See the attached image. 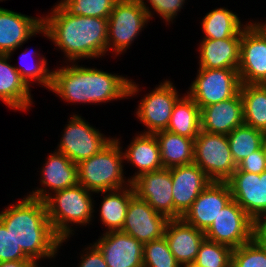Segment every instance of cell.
Returning a JSON list of instances; mask_svg holds the SVG:
<instances>
[{
	"label": "cell",
	"instance_id": "6da1fadb",
	"mask_svg": "<svg viewBox=\"0 0 266 267\" xmlns=\"http://www.w3.org/2000/svg\"><path fill=\"white\" fill-rule=\"evenodd\" d=\"M52 70L49 91L67 103L101 104L138 95L139 84L116 73L66 63Z\"/></svg>",
	"mask_w": 266,
	"mask_h": 267
},
{
	"label": "cell",
	"instance_id": "7a4b0ae2",
	"mask_svg": "<svg viewBox=\"0 0 266 267\" xmlns=\"http://www.w3.org/2000/svg\"><path fill=\"white\" fill-rule=\"evenodd\" d=\"M107 31L108 19L70 15L58 3L49 15L42 16L40 28V33L63 52L65 63L69 64L105 56Z\"/></svg>",
	"mask_w": 266,
	"mask_h": 267
},
{
	"label": "cell",
	"instance_id": "3957f363",
	"mask_svg": "<svg viewBox=\"0 0 266 267\" xmlns=\"http://www.w3.org/2000/svg\"><path fill=\"white\" fill-rule=\"evenodd\" d=\"M0 222L34 262L55 258L61 248V239L52 228L42 200L26 196L11 203L0 211Z\"/></svg>",
	"mask_w": 266,
	"mask_h": 267
},
{
	"label": "cell",
	"instance_id": "277c9868",
	"mask_svg": "<svg viewBox=\"0 0 266 267\" xmlns=\"http://www.w3.org/2000/svg\"><path fill=\"white\" fill-rule=\"evenodd\" d=\"M93 194L82 185L77 184L53 192L44 200L48 219L55 234L61 239V245L74 235V228L77 227L72 226L92 224L95 212L94 202H96L92 198Z\"/></svg>",
	"mask_w": 266,
	"mask_h": 267
},
{
	"label": "cell",
	"instance_id": "5b68a950",
	"mask_svg": "<svg viewBox=\"0 0 266 267\" xmlns=\"http://www.w3.org/2000/svg\"><path fill=\"white\" fill-rule=\"evenodd\" d=\"M122 148L120 139L115 137L98 153L79 162L78 184L93 193L129 186L131 182L123 173L125 161Z\"/></svg>",
	"mask_w": 266,
	"mask_h": 267
},
{
	"label": "cell",
	"instance_id": "8992f818",
	"mask_svg": "<svg viewBox=\"0 0 266 267\" xmlns=\"http://www.w3.org/2000/svg\"><path fill=\"white\" fill-rule=\"evenodd\" d=\"M149 20L138 0H117L108 18L107 52L114 56L126 52Z\"/></svg>",
	"mask_w": 266,
	"mask_h": 267
},
{
	"label": "cell",
	"instance_id": "52a82bcc",
	"mask_svg": "<svg viewBox=\"0 0 266 267\" xmlns=\"http://www.w3.org/2000/svg\"><path fill=\"white\" fill-rule=\"evenodd\" d=\"M193 163L215 182H226L237 168L227 135L202 130L194 139Z\"/></svg>",
	"mask_w": 266,
	"mask_h": 267
},
{
	"label": "cell",
	"instance_id": "ba28073f",
	"mask_svg": "<svg viewBox=\"0 0 266 267\" xmlns=\"http://www.w3.org/2000/svg\"><path fill=\"white\" fill-rule=\"evenodd\" d=\"M238 68L208 69L198 68L195 80L186 92L194 102L203 107L217 104L234 97L240 89L241 82Z\"/></svg>",
	"mask_w": 266,
	"mask_h": 267
},
{
	"label": "cell",
	"instance_id": "9c48e42d",
	"mask_svg": "<svg viewBox=\"0 0 266 267\" xmlns=\"http://www.w3.org/2000/svg\"><path fill=\"white\" fill-rule=\"evenodd\" d=\"M84 119L75 113L69 117L55 149L75 164L95 155L113 139L110 136L105 137L106 135Z\"/></svg>",
	"mask_w": 266,
	"mask_h": 267
},
{
	"label": "cell",
	"instance_id": "30bf717a",
	"mask_svg": "<svg viewBox=\"0 0 266 267\" xmlns=\"http://www.w3.org/2000/svg\"><path fill=\"white\" fill-rule=\"evenodd\" d=\"M255 225L256 222L232 199L204 232L205 238L234 249L255 238Z\"/></svg>",
	"mask_w": 266,
	"mask_h": 267
},
{
	"label": "cell",
	"instance_id": "8fae6325",
	"mask_svg": "<svg viewBox=\"0 0 266 267\" xmlns=\"http://www.w3.org/2000/svg\"><path fill=\"white\" fill-rule=\"evenodd\" d=\"M149 92L141 98L135 114L147 129L140 133L155 134L167 130L173 107L181 95L168 79Z\"/></svg>",
	"mask_w": 266,
	"mask_h": 267
},
{
	"label": "cell",
	"instance_id": "7c38bea8",
	"mask_svg": "<svg viewBox=\"0 0 266 267\" xmlns=\"http://www.w3.org/2000/svg\"><path fill=\"white\" fill-rule=\"evenodd\" d=\"M237 70L241 84L266 82V36L251 21L242 30Z\"/></svg>",
	"mask_w": 266,
	"mask_h": 267
},
{
	"label": "cell",
	"instance_id": "4fadbf2b",
	"mask_svg": "<svg viewBox=\"0 0 266 267\" xmlns=\"http://www.w3.org/2000/svg\"><path fill=\"white\" fill-rule=\"evenodd\" d=\"M233 200L255 221L266 215V171L261 174L236 168L226 181Z\"/></svg>",
	"mask_w": 266,
	"mask_h": 267
},
{
	"label": "cell",
	"instance_id": "5bb4252c",
	"mask_svg": "<svg viewBox=\"0 0 266 267\" xmlns=\"http://www.w3.org/2000/svg\"><path fill=\"white\" fill-rule=\"evenodd\" d=\"M135 195L157 213L173 219V182L171 168L143 173L131 182Z\"/></svg>",
	"mask_w": 266,
	"mask_h": 267
},
{
	"label": "cell",
	"instance_id": "9a60e30c",
	"mask_svg": "<svg viewBox=\"0 0 266 267\" xmlns=\"http://www.w3.org/2000/svg\"><path fill=\"white\" fill-rule=\"evenodd\" d=\"M169 219L157 213L145 200L136 195L130 200L121 232L145 244L161 238Z\"/></svg>",
	"mask_w": 266,
	"mask_h": 267
},
{
	"label": "cell",
	"instance_id": "2e32d148",
	"mask_svg": "<svg viewBox=\"0 0 266 267\" xmlns=\"http://www.w3.org/2000/svg\"><path fill=\"white\" fill-rule=\"evenodd\" d=\"M173 219L181 218L212 180L195 164L171 168Z\"/></svg>",
	"mask_w": 266,
	"mask_h": 267
},
{
	"label": "cell",
	"instance_id": "e0dca14e",
	"mask_svg": "<svg viewBox=\"0 0 266 267\" xmlns=\"http://www.w3.org/2000/svg\"><path fill=\"white\" fill-rule=\"evenodd\" d=\"M232 199L231 189L227 182L212 181L181 218L205 232L214 222L220 210Z\"/></svg>",
	"mask_w": 266,
	"mask_h": 267
},
{
	"label": "cell",
	"instance_id": "ac0fdd59",
	"mask_svg": "<svg viewBox=\"0 0 266 267\" xmlns=\"http://www.w3.org/2000/svg\"><path fill=\"white\" fill-rule=\"evenodd\" d=\"M93 244L108 267H143L144 244L121 231L104 232Z\"/></svg>",
	"mask_w": 266,
	"mask_h": 267
},
{
	"label": "cell",
	"instance_id": "d6986e66",
	"mask_svg": "<svg viewBox=\"0 0 266 267\" xmlns=\"http://www.w3.org/2000/svg\"><path fill=\"white\" fill-rule=\"evenodd\" d=\"M51 152L53 153L49 154L43 168L41 167V188H34L32 192L27 193L31 198L44 201L53 192L78 184L77 164L57 150Z\"/></svg>",
	"mask_w": 266,
	"mask_h": 267
},
{
	"label": "cell",
	"instance_id": "ffe728a7",
	"mask_svg": "<svg viewBox=\"0 0 266 267\" xmlns=\"http://www.w3.org/2000/svg\"><path fill=\"white\" fill-rule=\"evenodd\" d=\"M42 17H32L0 7V54L13 55L31 37L40 35Z\"/></svg>",
	"mask_w": 266,
	"mask_h": 267
},
{
	"label": "cell",
	"instance_id": "44dd1931",
	"mask_svg": "<svg viewBox=\"0 0 266 267\" xmlns=\"http://www.w3.org/2000/svg\"><path fill=\"white\" fill-rule=\"evenodd\" d=\"M244 124L243 102L238 92L234 97L201 109V130L228 135Z\"/></svg>",
	"mask_w": 266,
	"mask_h": 267
},
{
	"label": "cell",
	"instance_id": "7402d4cb",
	"mask_svg": "<svg viewBox=\"0 0 266 267\" xmlns=\"http://www.w3.org/2000/svg\"><path fill=\"white\" fill-rule=\"evenodd\" d=\"M164 236L180 265L195 262L199 247L205 239L204 231L188 224L182 218L170 219Z\"/></svg>",
	"mask_w": 266,
	"mask_h": 267
},
{
	"label": "cell",
	"instance_id": "603a6c76",
	"mask_svg": "<svg viewBox=\"0 0 266 267\" xmlns=\"http://www.w3.org/2000/svg\"><path fill=\"white\" fill-rule=\"evenodd\" d=\"M10 58L0 54V100L14 111H28L34 103L31 89L10 64Z\"/></svg>",
	"mask_w": 266,
	"mask_h": 267
},
{
	"label": "cell",
	"instance_id": "cb8c5ba5",
	"mask_svg": "<svg viewBox=\"0 0 266 267\" xmlns=\"http://www.w3.org/2000/svg\"><path fill=\"white\" fill-rule=\"evenodd\" d=\"M241 36L224 39H202L198 46L199 68H238Z\"/></svg>",
	"mask_w": 266,
	"mask_h": 267
},
{
	"label": "cell",
	"instance_id": "d4e9b609",
	"mask_svg": "<svg viewBox=\"0 0 266 267\" xmlns=\"http://www.w3.org/2000/svg\"><path fill=\"white\" fill-rule=\"evenodd\" d=\"M135 137V138H134ZM133 137L125 152L124 160L137 168L135 174L128 178L130 182L143 173L152 172L163 168L158 141L154 134L138 132Z\"/></svg>",
	"mask_w": 266,
	"mask_h": 267
},
{
	"label": "cell",
	"instance_id": "484cf974",
	"mask_svg": "<svg viewBox=\"0 0 266 267\" xmlns=\"http://www.w3.org/2000/svg\"><path fill=\"white\" fill-rule=\"evenodd\" d=\"M102 193L100 205V222L106 226L104 232L121 231L125 223L127 208L130 200L135 196L132 184L121 189L97 192Z\"/></svg>",
	"mask_w": 266,
	"mask_h": 267
},
{
	"label": "cell",
	"instance_id": "4316f807",
	"mask_svg": "<svg viewBox=\"0 0 266 267\" xmlns=\"http://www.w3.org/2000/svg\"><path fill=\"white\" fill-rule=\"evenodd\" d=\"M164 168L188 165L194 159V140L167 130L156 132Z\"/></svg>",
	"mask_w": 266,
	"mask_h": 267
},
{
	"label": "cell",
	"instance_id": "83f0119b",
	"mask_svg": "<svg viewBox=\"0 0 266 267\" xmlns=\"http://www.w3.org/2000/svg\"><path fill=\"white\" fill-rule=\"evenodd\" d=\"M201 130V110L186 93L175 103L167 131L195 139Z\"/></svg>",
	"mask_w": 266,
	"mask_h": 267
},
{
	"label": "cell",
	"instance_id": "f1b7e54d",
	"mask_svg": "<svg viewBox=\"0 0 266 267\" xmlns=\"http://www.w3.org/2000/svg\"><path fill=\"white\" fill-rule=\"evenodd\" d=\"M236 12L228 8L220 7L211 10L201 20L203 39H224L232 36H241L242 30L247 26L243 25Z\"/></svg>",
	"mask_w": 266,
	"mask_h": 267
},
{
	"label": "cell",
	"instance_id": "f546056e",
	"mask_svg": "<svg viewBox=\"0 0 266 267\" xmlns=\"http://www.w3.org/2000/svg\"><path fill=\"white\" fill-rule=\"evenodd\" d=\"M244 124L266 133V87L264 84H241Z\"/></svg>",
	"mask_w": 266,
	"mask_h": 267
},
{
	"label": "cell",
	"instance_id": "4dcf8cb0",
	"mask_svg": "<svg viewBox=\"0 0 266 267\" xmlns=\"http://www.w3.org/2000/svg\"><path fill=\"white\" fill-rule=\"evenodd\" d=\"M232 158L238 165L244 158L261 149L266 140V133L246 124L235 128L227 135Z\"/></svg>",
	"mask_w": 266,
	"mask_h": 267
},
{
	"label": "cell",
	"instance_id": "1f68e13d",
	"mask_svg": "<svg viewBox=\"0 0 266 267\" xmlns=\"http://www.w3.org/2000/svg\"><path fill=\"white\" fill-rule=\"evenodd\" d=\"M27 48L24 52H22L20 56V66H15V69L20 73L21 78L25 81V83L31 87L32 83L38 85H42V87L49 89L51 85L52 78V70H49L47 60L44 55L41 53H37L35 50L28 51ZM30 54V55H29ZM36 54V58L38 60L32 61L31 63H27L24 61L29 60L28 57ZM27 59V60H26ZM31 59V57H30ZM24 60V61H23ZM36 62V63H35ZM37 82V83H36Z\"/></svg>",
	"mask_w": 266,
	"mask_h": 267
},
{
	"label": "cell",
	"instance_id": "d6a6232c",
	"mask_svg": "<svg viewBox=\"0 0 266 267\" xmlns=\"http://www.w3.org/2000/svg\"><path fill=\"white\" fill-rule=\"evenodd\" d=\"M117 0H61L58 4L70 15L108 19Z\"/></svg>",
	"mask_w": 266,
	"mask_h": 267
},
{
	"label": "cell",
	"instance_id": "836d02e7",
	"mask_svg": "<svg viewBox=\"0 0 266 267\" xmlns=\"http://www.w3.org/2000/svg\"><path fill=\"white\" fill-rule=\"evenodd\" d=\"M232 248L206 238L201 243L195 262L201 267H231Z\"/></svg>",
	"mask_w": 266,
	"mask_h": 267
},
{
	"label": "cell",
	"instance_id": "e575fe53",
	"mask_svg": "<svg viewBox=\"0 0 266 267\" xmlns=\"http://www.w3.org/2000/svg\"><path fill=\"white\" fill-rule=\"evenodd\" d=\"M231 267H266V246L256 237L232 250Z\"/></svg>",
	"mask_w": 266,
	"mask_h": 267
},
{
	"label": "cell",
	"instance_id": "d590c367",
	"mask_svg": "<svg viewBox=\"0 0 266 267\" xmlns=\"http://www.w3.org/2000/svg\"><path fill=\"white\" fill-rule=\"evenodd\" d=\"M143 267H181L165 236L144 244Z\"/></svg>",
	"mask_w": 266,
	"mask_h": 267
},
{
	"label": "cell",
	"instance_id": "8d00e7d4",
	"mask_svg": "<svg viewBox=\"0 0 266 267\" xmlns=\"http://www.w3.org/2000/svg\"><path fill=\"white\" fill-rule=\"evenodd\" d=\"M144 9L147 11L149 19H153L154 13H157L167 25L173 23V20L178 16V12L183 9L186 0H138ZM149 3V5L147 4ZM150 8V9H149ZM154 9L152 12L151 10Z\"/></svg>",
	"mask_w": 266,
	"mask_h": 267
},
{
	"label": "cell",
	"instance_id": "74e56055",
	"mask_svg": "<svg viewBox=\"0 0 266 267\" xmlns=\"http://www.w3.org/2000/svg\"><path fill=\"white\" fill-rule=\"evenodd\" d=\"M31 260L16 244L10 230L0 222V262Z\"/></svg>",
	"mask_w": 266,
	"mask_h": 267
},
{
	"label": "cell",
	"instance_id": "f35d334b",
	"mask_svg": "<svg viewBox=\"0 0 266 267\" xmlns=\"http://www.w3.org/2000/svg\"><path fill=\"white\" fill-rule=\"evenodd\" d=\"M237 169L242 172L261 174L266 171V149L263 146L261 149L253 152L248 157L244 158L238 165Z\"/></svg>",
	"mask_w": 266,
	"mask_h": 267
},
{
	"label": "cell",
	"instance_id": "ab89813d",
	"mask_svg": "<svg viewBox=\"0 0 266 267\" xmlns=\"http://www.w3.org/2000/svg\"><path fill=\"white\" fill-rule=\"evenodd\" d=\"M82 252L78 267H108L101 251L93 243Z\"/></svg>",
	"mask_w": 266,
	"mask_h": 267
},
{
	"label": "cell",
	"instance_id": "60d3db41",
	"mask_svg": "<svg viewBox=\"0 0 266 267\" xmlns=\"http://www.w3.org/2000/svg\"><path fill=\"white\" fill-rule=\"evenodd\" d=\"M255 237L266 246V215L256 222Z\"/></svg>",
	"mask_w": 266,
	"mask_h": 267
},
{
	"label": "cell",
	"instance_id": "b9f144b4",
	"mask_svg": "<svg viewBox=\"0 0 266 267\" xmlns=\"http://www.w3.org/2000/svg\"><path fill=\"white\" fill-rule=\"evenodd\" d=\"M33 263V260L6 261L0 262V267H31Z\"/></svg>",
	"mask_w": 266,
	"mask_h": 267
},
{
	"label": "cell",
	"instance_id": "7bdbcfd3",
	"mask_svg": "<svg viewBox=\"0 0 266 267\" xmlns=\"http://www.w3.org/2000/svg\"><path fill=\"white\" fill-rule=\"evenodd\" d=\"M251 23L256 26L265 36H266V20L265 22L251 21Z\"/></svg>",
	"mask_w": 266,
	"mask_h": 267
},
{
	"label": "cell",
	"instance_id": "ee69618b",
	"mask_svg": "<svg viewBox=\"0 0 266 267\" xmlns=\"http://www.w3.org/2000/svg\"><path fill=\"white\" fill-rule=\"evenodd\" d=\"M181 267H201L196 262L186 263L181 265Z\"/></svg>",
	"mask_w": 266,
	"mask_h": 267
},
{
	"label": "cell",
	"instance_id": "f6af8a7d",
	"mask_svg": "<svg viewBox=\"0 0 266 267\" xmlns=\"http://www.w3.org/2000/svg\"><path fill=\"white\" fill-rule=\"evenodd\" d=\"M38 265H39L38 262H34L31 267H41V266H38Z\"/></svg>",
	"mask_w": 266,
	"mask_h": 267
}]
</instances>
